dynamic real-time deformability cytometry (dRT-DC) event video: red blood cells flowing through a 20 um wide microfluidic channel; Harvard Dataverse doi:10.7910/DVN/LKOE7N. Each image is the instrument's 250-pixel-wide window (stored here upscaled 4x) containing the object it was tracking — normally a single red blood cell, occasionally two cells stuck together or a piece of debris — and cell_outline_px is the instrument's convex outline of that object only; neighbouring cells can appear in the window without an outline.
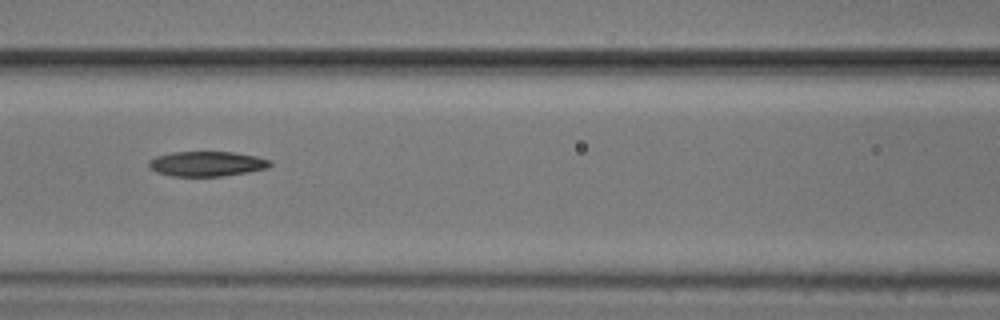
{"species": "common noctule bat (a hibernating species)", "species_latin": "Nyctalus noctula", "temperature_condition": "cold", "stored_images_in_passage": 6, "segment_of_instrument_passage": [1, 2], "camera_frame_rate_fps": 3000, "um_per_image_px": 0.085, "animal": {"sex": "male", "body_mass_g": 20.5, "forearm_length_mm": 52.5}, "frame": {"image": 1, "passage_image": 3, "time_ms": 2.333, "image_size_px": [1000, 320], "cell_outline_px": [[272, 164], [268, 168], [248, 172], [224, 176], [172, 176], [156, 172], [148, 168], [148, 160], [156, 156], [172, 152], [232, 152], [256, 156], [272, 160]], "centroid_in_image_um": [17.57, 13.92], "position_along_channel_um": 149.0, "area_um2": 17.8}}
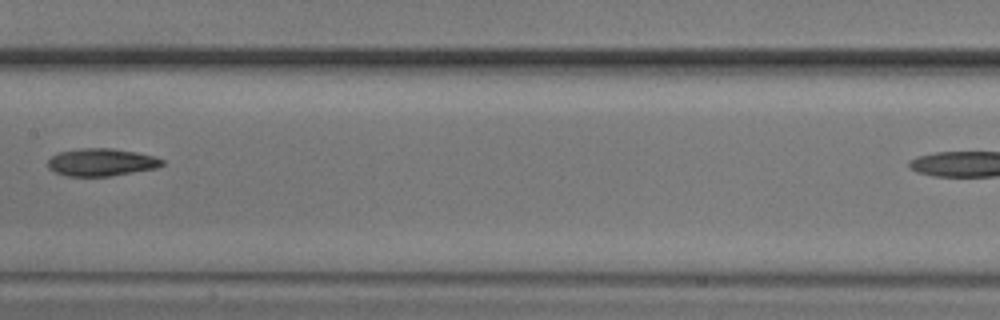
{"frame": {"image": 2, "passage_image": 4, "time_ms": 3.667, "image_size_px": [1000, 320], "cell_outline_px": [[164, 164], [156, 168], [108, 176], [68, 176], [56, 172], [48, 168], [48, 160], [52, 156], [60, 152], [80, 148], [112, 148], [136, 152], [156, 156], [164, 160]], "centroid_in_image_um": [8.63, 13.78], "position_along_channel_um": 198.8, "area_um2": 18.26}}
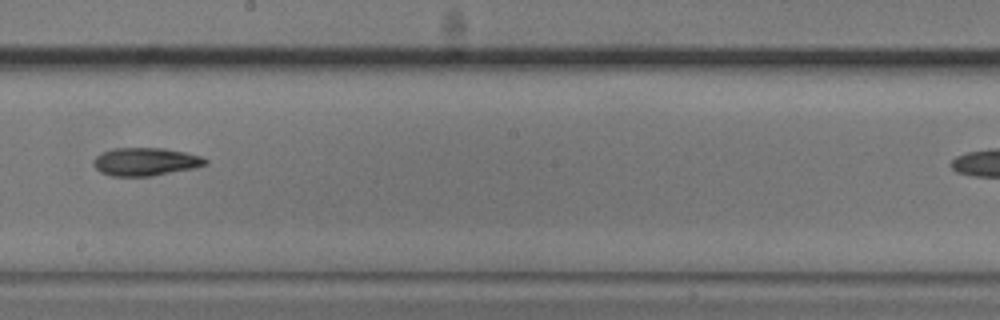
{"frame": {"image": 3, "passage_image": 5, "time_ms": 4.667, "image_size_px": [1000, 320], "cell_outline_px": [[208, 164], [196, 168], [152, 176], [112, 176], [100, 172], [92, 164], [92, 160], [100, 152], [112, 148], [164, 148], [184, 152], [200, 156], [208, 160]], "centroid_in_image_um": [12.35, 13.74], "position_along_channel_um": 235.9, "area_um2": 18.5}}